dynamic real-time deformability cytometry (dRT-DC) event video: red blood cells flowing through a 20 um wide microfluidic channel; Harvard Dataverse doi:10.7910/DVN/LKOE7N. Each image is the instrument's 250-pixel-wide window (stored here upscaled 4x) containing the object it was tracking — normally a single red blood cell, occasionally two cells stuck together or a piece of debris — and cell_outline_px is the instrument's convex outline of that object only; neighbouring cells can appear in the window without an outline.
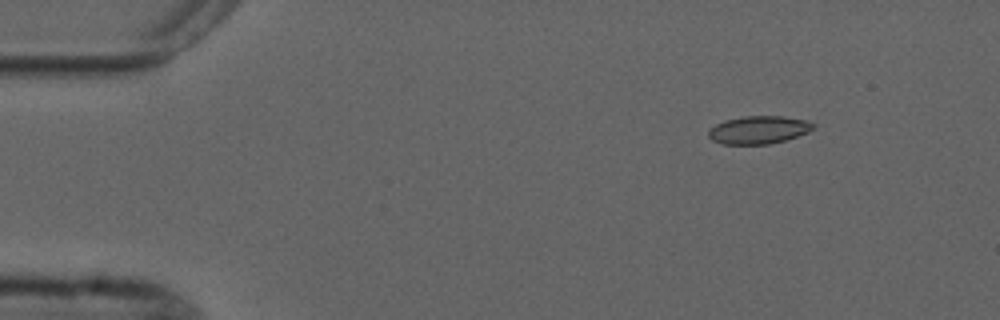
{"species": "common noctule bat (a hibernating species)", "species_latin": "Nyctalus noctula", "temperature_condition": "cold", "stored_images_in_passage": 5, "camera_frame_rate_fps": 3000, "um_per_image_px": 0.085, "animal": {"sex": "male", "forearm_length_mm": 52.5}, "frame": {"image": 1, "passage_image": 2, "time_ms": 1.333, "image_size_px": [1000, 320], "cell_outline_px": [[816, 128], [808, 132], [784, 140], [768, 144], [724, 144], [712, 140], [708, 136], [708, 132], [716, 124], [724, 120], [744, 116], [784, 116], [808, 120], [816, 124]], "centroid_in_image_um": [64.52, 11.02], "position_along_channel_um": 20.5, "area_um2": 17.05}}
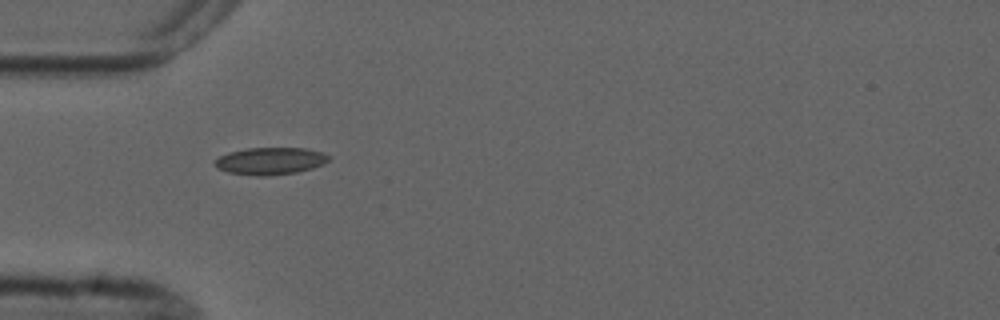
{"frame": {"image": 2, "passage_image": 5, "time_ms": 4.667, "image_size_px": [1000, 320], "cell_outline_px": [[332, 156], [324, 164], [312, 168], [296, 172], [264, 176], [256, 176], [228, 172], [216, 168], [212, 164], [220, 156], [228, 152], [248, 148], [304, 148], [324, 152]], "centroid_in_image_um": [22.98, 13.68], "position_along_channel_um": 62.0, "area_um2": 18.15}}